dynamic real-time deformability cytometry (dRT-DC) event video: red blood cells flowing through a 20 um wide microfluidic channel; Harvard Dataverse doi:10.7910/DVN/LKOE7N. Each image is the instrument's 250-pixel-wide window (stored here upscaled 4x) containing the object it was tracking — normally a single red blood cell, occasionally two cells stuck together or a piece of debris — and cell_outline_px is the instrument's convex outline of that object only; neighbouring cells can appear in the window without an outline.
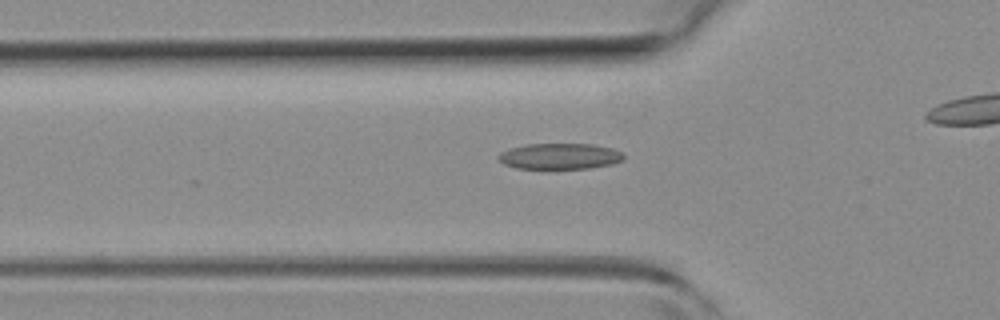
{"species": "common noctule bat (a hibernating species)", "species_latin": "Nyctalus noctula", "temperature_condition": "room temperature", "stored_images_in_passage": 35, "camera_frame_rate_fps": 3000, "um_per_image_px": 0.085, "animal": {"sex": "female", "body_mass_g": 19.3, "forearm_length_mm": 54.1}, "frame": {"image": 1, "passage_image": 12, "time_ms": 3.667, "image_size_px": [1000, 320], "cell_outline_px": [[624, 160], [612, 164], [588, 168], [516, 168], [504, 164], [496, 156], [500, 152], [508, 148], [524, 144], [592, 144], [612, 148], [624, 152]], "centroid_in_image_um": [47.58, 13.27], "position_along_channel_um": 78.2, "area_um2": 19.02}}
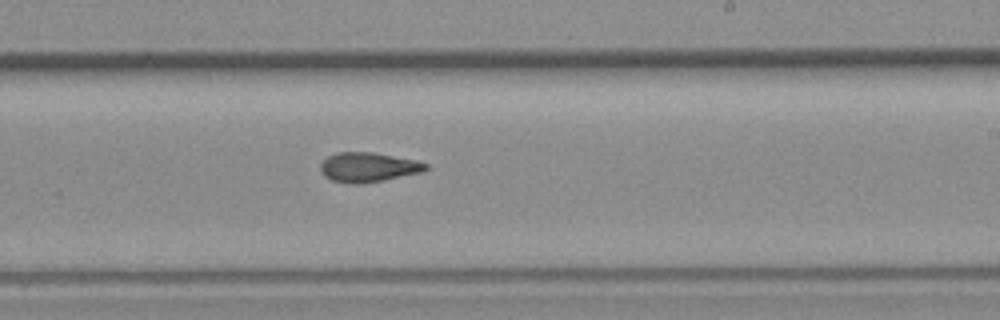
{"frame": {"image": 2, "passage_image": 25, "time_ms": 8.0, "image_size_px": [1000, 320], "cell_outline_px": [[428, 168], [424, 172], [384, 180], [356, 184], [352, 184], [332, 180], [324, 176], [320, 172], [320, 164], [328, 156], [336, 152], [372, 152], [416, 160], [428, 164]], "centroid_in_image_um": [31.3, 14.21], "position_along_channel_um": 257.7, "area_um2": 18.21}}
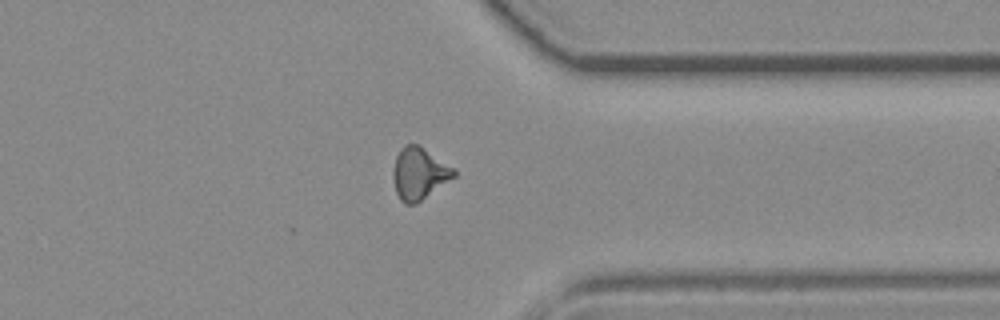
{"frame": {"image": 3, "passage_image": 34, "time_ms": 11.0, "image_size_px": [1000, 320], "cell_outline_px": [[456, 176], [416, 204], [404, 204], [400, 200], [396, 192], [392, 176], [392, 172], [396, 156], [400, 148], [404, 144], [420, 144], [456, 168]], "centroid_in_image_um": [35.64, 14.72], "position_along_channel_um": 375.8, "area_um2": 18.84}}